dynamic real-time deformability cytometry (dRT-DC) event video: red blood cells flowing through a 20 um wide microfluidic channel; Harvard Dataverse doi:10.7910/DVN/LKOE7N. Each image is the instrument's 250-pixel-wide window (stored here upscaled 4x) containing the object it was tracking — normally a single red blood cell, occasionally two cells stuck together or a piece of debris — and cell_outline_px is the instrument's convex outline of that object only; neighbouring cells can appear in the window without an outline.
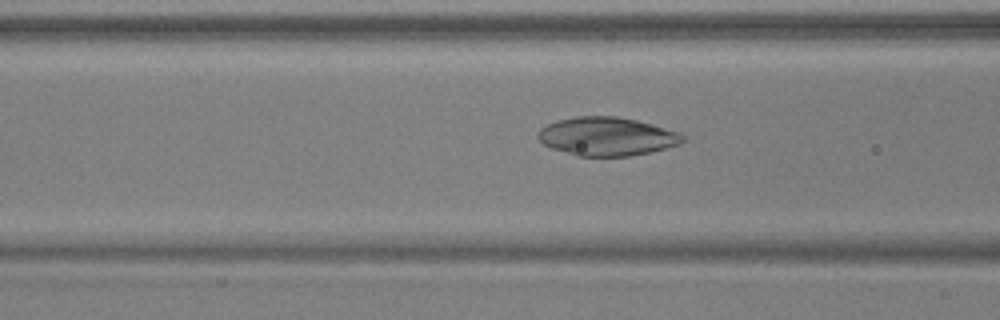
{"species": "common noctule bat (a hibernating species)", "species_latin": "Nyctalus noctula", "temperature_condition": "warm", "stored_images_in_passage": 46, "camera_frame_rate_fps": 3000, "um_per_image_px": 0.085, "animal": {"sex": "male", "body_mass_g": 17.9, "forearm_length_mm": 54.2}, "frame": {"image": 1, "passage_image": 15, "time_ms": 4.667, "image_size_px": [1000, 320], "cell_outline_px": [[684, 140], [680, 144], [648, 152], [628, 156], [576, 156], [552, 148], [544, 144], [536, 136], [540, 128], [556, 120], [576, 116], [616, 116], [636, 120], [652, 124], [680, 132], [684, 136]], "centroid_in_image_um": [51.57, 11.59], "position_along_channel_um": 115.0, "area_um2": 32.43}}
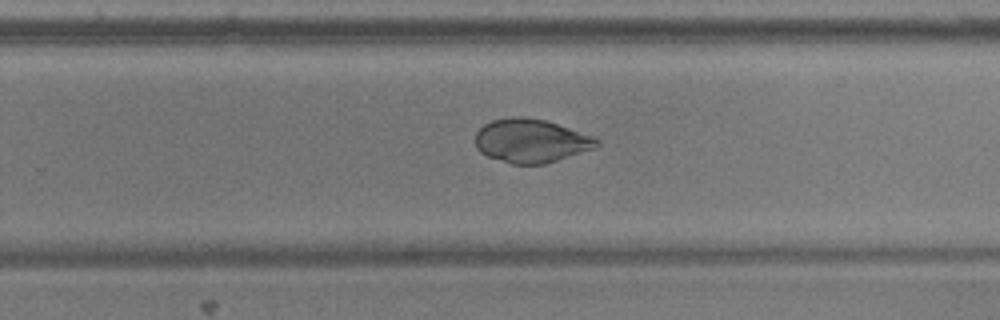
{"frame": {"image": 2, "passage_image": 28, "time_ms": 9.0, "image_size_px": [1000, 320], "cell_outline_px": [[600, 144], [596, 148], [544, 164], [512, 164], [488, 156], [480, 152], [476, 148], [476, 132], [484, 124], [492, 120], [512, 116], [524, 116], [544, 120], [592, 136], [600, 140]], "centroid_in_image_um": [45.12, 11.97], "position_along_channel_um": 284.7, "area_um2": 30.75}}
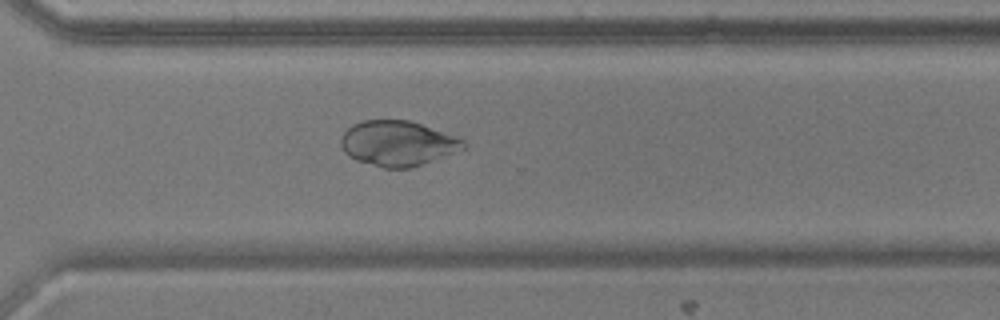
{"frame": {"image": 3, "passage_image": 32, "time_ms": 10.333, "image_size_px": [1000, 320], "cell_outline_px": [[468, 144], [464, 148], [412, 168], [384, 168], [356, 160], [348, 156], [344, 152], [340, 144], [340, 140], [344, 132], [352, 124], [364, 120], [408, 120], [456, 136], [464, 140]], "centroid_in_image_um": [33.77, 12.19], "position_along_channel_um": 336.8, "area_um2": 32.08}}